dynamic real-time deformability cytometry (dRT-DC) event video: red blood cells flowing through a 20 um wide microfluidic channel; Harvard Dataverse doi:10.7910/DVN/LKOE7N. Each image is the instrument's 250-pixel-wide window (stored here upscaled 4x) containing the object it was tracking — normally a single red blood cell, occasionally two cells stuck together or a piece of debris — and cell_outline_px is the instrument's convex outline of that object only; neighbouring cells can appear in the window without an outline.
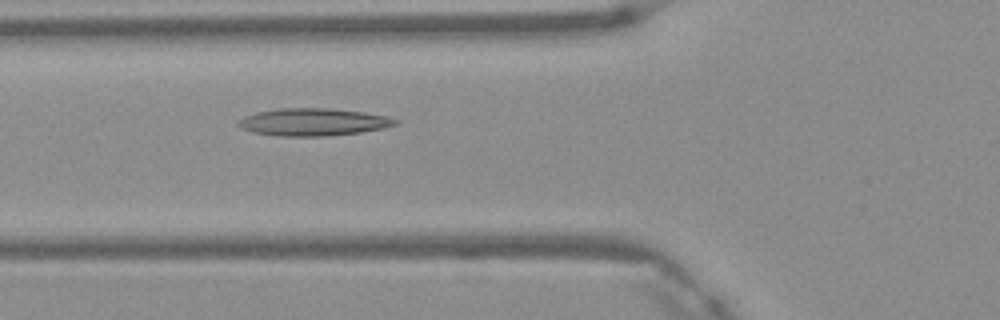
{"species": "Egyptian fruit bat (a non-hibernating species)", "species_latin": "Rousettus aegyptiacus", "temperature_condition": "warm", "stored_images_in_passage": 4, "camera_frame_rate_fps": 3000, "um_per_image_px": 0.085, "frame": {"image": 1, "passage_image": 4, "time_ms": 1.0, "image_size_px": [1000, 320], "cell_outline_px": [[400, 124], [384, 128], [360, 132], [324, 136], [276, 136], [252, 132], [240, 128], [236, 124], [236, 120], [244, 116], [276, 108], [332, 108], [364, 112], [384, 116], [400, 120]], "centroid_in_image_um": [26.61, 10.37], "position_along_channel_um": 99.2, "area_um2": 25.32}}